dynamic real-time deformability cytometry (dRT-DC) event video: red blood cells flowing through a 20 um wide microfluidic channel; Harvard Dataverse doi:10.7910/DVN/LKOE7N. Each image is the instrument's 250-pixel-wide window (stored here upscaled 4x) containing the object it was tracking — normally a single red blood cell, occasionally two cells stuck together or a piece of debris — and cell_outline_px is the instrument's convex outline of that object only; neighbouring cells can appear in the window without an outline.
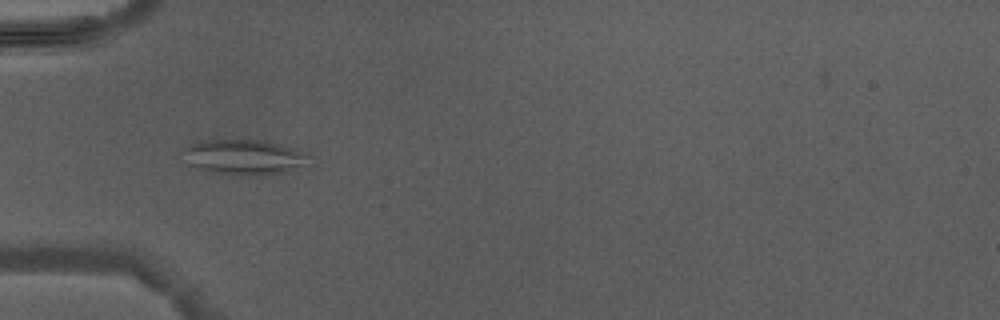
{"species": "Egyptian fruit bat (a non-hibernating species)", "species_latin": "Rousettus aegyptiacus", "temperature_condition": "warm", "stored_images_in_passage": 2, "camera_frame_rate_fps": 3000, "um_per_image_px": 0.085, "animal": {"sex": "male"}, "frame": {"image": 1, "passage_image": 2, "time_ms": 1.333, "image_size_px": [1000, 320], "cell_outline_px": [[304, 156], [300, 164], [288, 172], [264, 176], [232, 176], [212, 172], [188, 164], [176, 152], [200, 140], [272, 140], [292, 148], [300, 152]], "centroid_in_image_um": [20.56, 13.36], "position_along_channel_um": 64.4, "area_um2": 25.95}}